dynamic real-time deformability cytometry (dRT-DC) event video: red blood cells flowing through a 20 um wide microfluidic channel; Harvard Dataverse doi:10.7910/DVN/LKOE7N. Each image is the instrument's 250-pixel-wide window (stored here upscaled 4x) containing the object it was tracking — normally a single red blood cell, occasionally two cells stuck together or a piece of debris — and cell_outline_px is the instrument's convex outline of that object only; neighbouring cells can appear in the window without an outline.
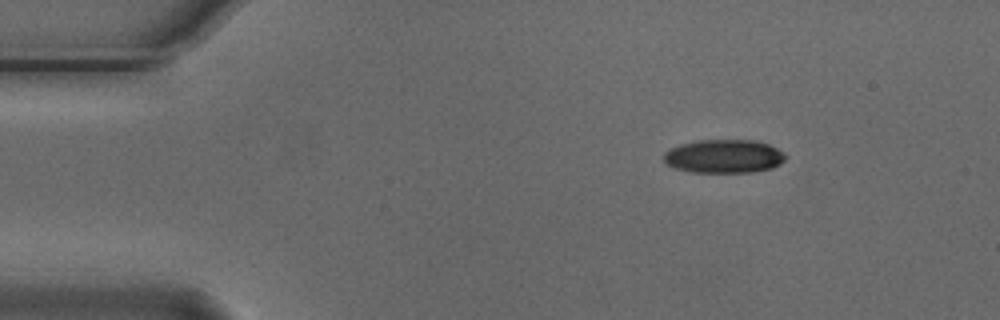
{"species": "Egyptian fruit bat (a non-hibernating species)", "species_latin": "Rousettus aegyptiacus", "temperature_condition": "cold", "stored_images_in_passage": 3, "camera_frame_rate_fps": 3000, "um_per_image_px": 0.085, "animal": {"sex": "male"}, "frame": {"image": 1, "passage_image": 1, "time_ms": 0.0, "image_size_px": [1000, 320], "cell_outline_px": [[788, 156], [780, 164], [772, 168], [752, 172], [692, 172], [676, 168], [664, 164], [664, 152], [680, 144], [696, 140], [756, 140], [768, 144], [784, 152]], "centroid_in_image_um": [61.54, 13.28], "position_along_channel_um": 23.5, "area_um2": 23.93}}